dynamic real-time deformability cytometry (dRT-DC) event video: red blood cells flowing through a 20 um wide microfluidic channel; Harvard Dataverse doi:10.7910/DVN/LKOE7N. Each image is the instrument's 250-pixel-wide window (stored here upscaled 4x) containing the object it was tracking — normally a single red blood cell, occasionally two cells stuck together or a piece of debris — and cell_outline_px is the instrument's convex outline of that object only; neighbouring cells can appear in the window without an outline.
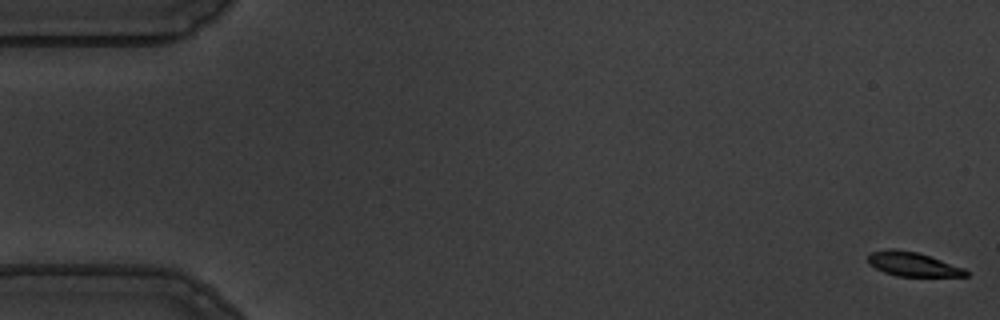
{"species": "common noctule bat (a hibernating species)", "species_latin": "Nyctalus noctula", "temperature_condition": "warm", "stored_images_in_passage": 58, "camera_frame_rate_fps": 3000, "um_per_image_px": 0.085, "animal": {"sex": "male", "body_mass_g": 19.5, "forearm_length_mm": 54.6}, "frame": {"image": 1, "passage_image": 1, "time_ms": 0.0, "image_size_px": [1000, 320], "cell_outline_px": [[968, 276], [896, 276], [884, 272], [876, 268], [868, 260], [868, 256], [872, 252], [888, 248], [892, 248], [916, 252], [964, 268], [968, 272]], "centroid_in_image_um": [77.57, 22.46], "position_along_channel_um": 7.4, "area_um2": 13.47}}
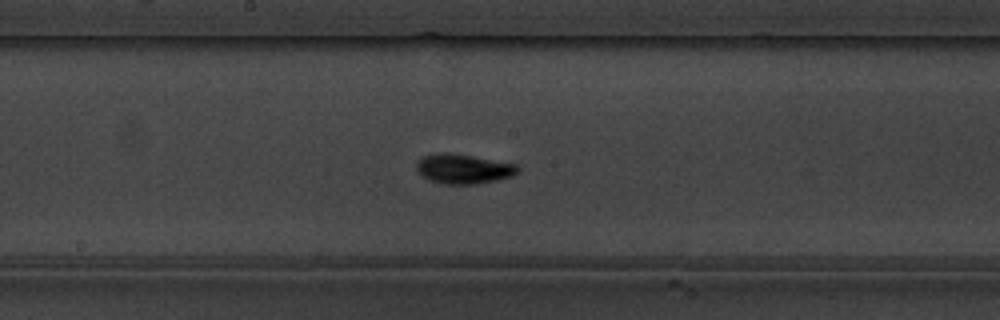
{"frame": {"image": 2, "passage_image": 30, "time_ms": 9.667, "image_size_px": [1000, 320], "cell_outline_px": [[520, 172], [512, 176], [496, 180], [476, 184], [444, 184], [432, 180], [424, 176], [416, 168], [416, 160], [420, 156], [436, 152], [452, 152], [516, 164], [520, 168]], "centroid_in_image_um": [39.39, 14.32], "position_along_channel_um": 208.8, "area_um2": 17.69}}
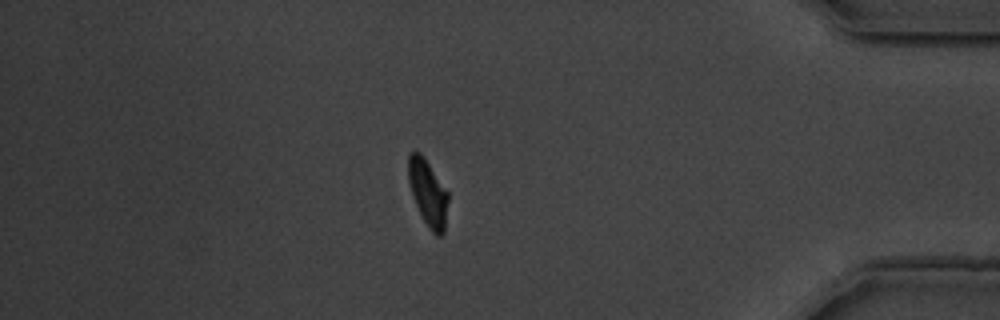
{"frame": {"image": 3, "passage_image": 49, "time_ms": 16.0, "image_size_px": [1000, 320], "cell_outline_px": [[448, 200], [444, 232], [440, 236], [436, 236], [432, 232], [424, 220], [412, 196], [408, 180], [408, 152], [420, 152], [424, 156], [448, 192]], "centroid_in_image_um": [36.37, 16.37], "position_along_channel_um": 398.8, "area_um2": 15.32}, "authors_computed_cell_mechanics": {"area_um2": 15.5482, "velocity_mm_per_s": 3.5783, "shape_relaxation_time_tau1_ms": 6.0103, "shape_relaxation_time_tau2_ms": 1.9416, "deformation_change_tau1": 0.2333, "deformation_change_tau2": 0.0546}}